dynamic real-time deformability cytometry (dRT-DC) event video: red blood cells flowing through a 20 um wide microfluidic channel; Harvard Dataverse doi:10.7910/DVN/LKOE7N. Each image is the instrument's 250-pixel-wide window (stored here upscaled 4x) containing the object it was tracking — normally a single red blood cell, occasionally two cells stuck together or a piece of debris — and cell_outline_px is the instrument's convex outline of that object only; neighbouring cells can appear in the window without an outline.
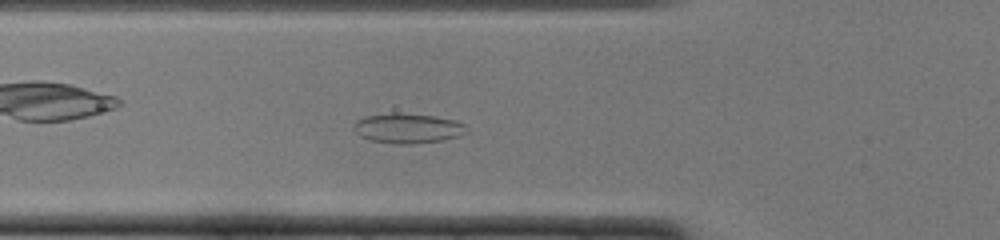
{"species": "common noctule bat (a hibernating species)", "species_latin": "Nyctalus noctula", "temperature_condition": "cold", "stored_images_in_passage": 48, "camera_frame_rate_fps": 3000, "um_per_image_px": 0.085, "animal": {"sex": "female", "body_mass_g": 22.0, "forearm_length_mm": 56.7}, "frame": {"image": 1, "passage_image": 14, "time_ms": 4.333, "image_size_px": [1000, 240], "cell_outline_px": [[468, 132], [460, 136], [444, 140], [412, 144], [396, 144], [368, 140], [360, 136], [352, 128], [356, 120], [364, 116], [392, 112], [400, 112], [432, 116], [456, 120], [464, 124], [468, 128]], "centroid_in_image_um": [34.65, 10.9], "position_along_channel_um": 91.1, "area_um2": 20.06}}
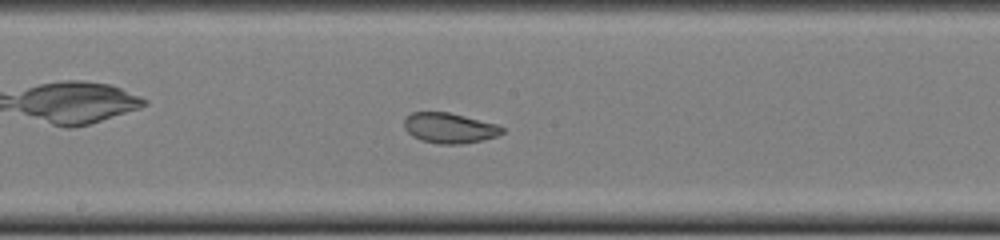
{"frame": {"image": 2, "passage_image": 23, "time_ms": 7.333, "image_size_px": [1000, 240], "cell_outline_px": [[504, 132], [496, 136], [484, 140], [460, 144], [440, 144], [420, 140], [412, 136], [404, 128], [404, 120], [412, 112], [448, 112], [500, 124], [504, 128]], "centroid_in_image_um": [38.23, 10.88], "position_along_channel_um": 210.0, "area_um2": 17.46}}
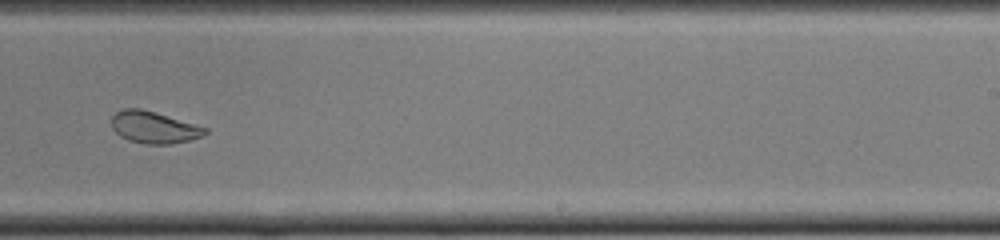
{"frame": {"image": 3, "passage_image": 28, "time_ms": 9.0, "image_size_px": [1000, 240], "cell_outline_px": [[208, 132], [204, 136], [172, 144], [144, 144], [128, 140], [120, 136], [112, 128], [112, 116], [116, 112], [124, 108], [140, 108], [156, 112], [208, 128]], "centroid_in_image_um": [13.09, 10.82], "position_along_channel_um": 275.9, "area_um2": 17.46}, "authors_computed_cell_mechanics": {"area_um2": 21.4438, "velocity_mm_per_s": 3.9636, "shape_relaxation_time_tau1_ms": 9.0212, "shape_relaxation_time_tau2_ms": 1.4965, "deformation_change_tau1": 0.1701, "deformation_change_tau2": 0.067}}